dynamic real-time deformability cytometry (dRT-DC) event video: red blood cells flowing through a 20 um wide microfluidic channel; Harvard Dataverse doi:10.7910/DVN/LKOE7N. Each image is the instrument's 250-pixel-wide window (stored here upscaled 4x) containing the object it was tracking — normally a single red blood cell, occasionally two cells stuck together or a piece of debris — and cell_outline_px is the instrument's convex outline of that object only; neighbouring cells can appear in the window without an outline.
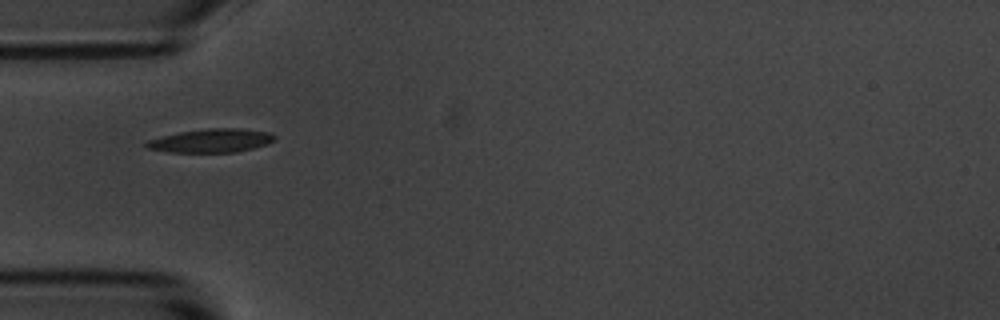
{"species": "common noctule bat (a hibernating species)", "species_latin": "Nyctalus noctula", "temperature_condition": "room temperature", "stored_images_in_passage": 10, "camera_frame_rate_fps": 3000, "um_per_image_px": 0.085, "animal": {"sex": "male", "body_mass_g": 20.1, "forearm_length_mm": 53.5}, "frame": {"image": 1, "passage_image": 4, "time_ms": 3.667, "image_size_px": [1000, 320], "cell_outline_px": [[276, 140], [268, 144], [236, 152], [168, 152], [148, 148], [144, 144], [148, 140], [180, 132], [208, 128], [240, 128], [272, 132], [276, 136]], "centroid_in_image_um": [18.03, 11.95], "position_along_channel_um": 67.0, "area_um2": 17.63}}
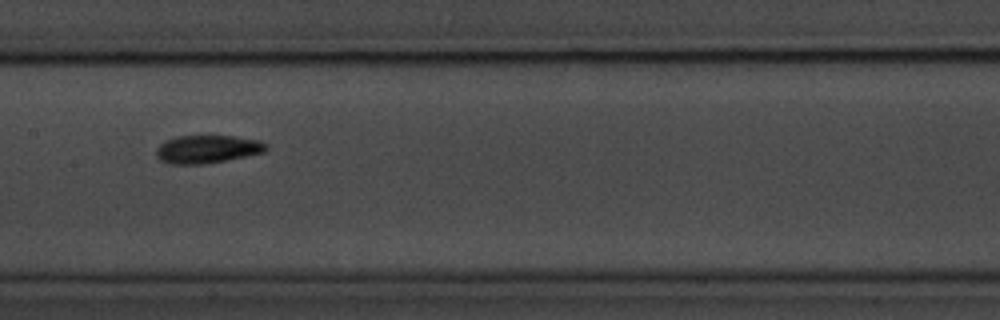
{"frame": {"image": 2, "passage_image": 7, "time_ms": 7.0, "image_size_px": [1000, 320], "cell_outline_px": [[268, 148], [264, 152], [224, 160], [200, 164], [168, 164], [160, 160], [156, 156], [156, 148], [164, 140], [176, 136], [232, 136], [260, 140], [268, 144]], "centroid_in_image_um": [17.58, 12.67], "position_along_channel_um": 189.8, "area_um2": 17.92}}
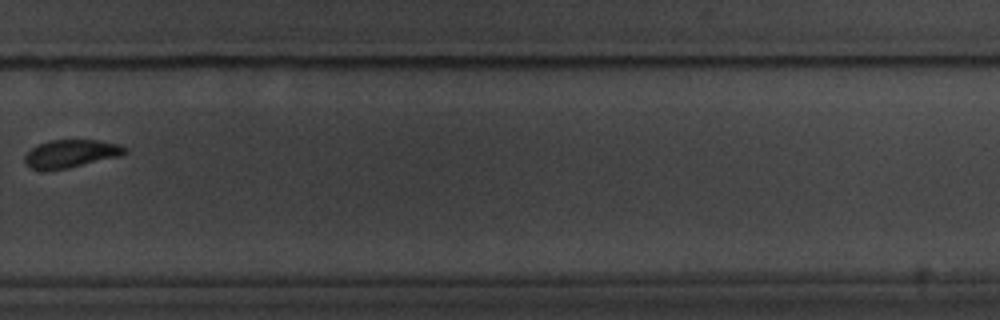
{"frame": {"image": 3, "passage_image": 10, "time_ms": 10.667, "image_size_px": [1000, 320], "cell_outline_px": [[128, 152], [120, 156], [68, 168], [28, 168], [24, 164], [24, 156], [36, 144], [48, 140], [100, 140], [120, 144], [128, 148]], "centroid_in_image_um": [6.06, 13.03], "position_along_channel_um": 323.7, "area_um2": 16.24}}